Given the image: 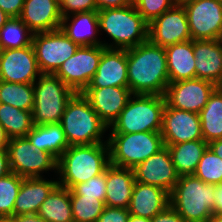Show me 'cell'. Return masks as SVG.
<instances>
[{
    "mask_svg": "<svg viewBox=\"0 0 222 222\" xmlns=\"http://www.w3.org/2000/svg\"><path fill=\"white\" fill-rule=\"evenodd\" d=\"M39 151L50 153L56 160L69 148L61 125H35L25 136Z\"/></svg>",
    "mask_w": 222,
    "mask_h": 222,
    "instance_id": "4316f807",
    "label": "cell"
},
{
    "mask_svg": "<svg viewBox=\"0 0 222 222\" xmlns=\"http://www.w3.org/2000/svg\"><path fill=\"white\" fill-rule=\"evenodd\" d=\"M130 216L126 208L105 206L97 222H127Z\"/></svg>",
    "mask_w": 222,
    "mask_h": 222,
    "instance_id": "ab89813d",
    "label": "cell"
},
{
    "mask_svg": "<svg viewBox=\"0 0 222 222\" xmlns=\"http://www.w3.org/2000/svg\"><path fill=\"white\" fill-rule=\"evenodd\" d=\"M59 124L70 146L108 143L103 133L109 128L82 93H75L68 101Z\"/></svg>",
    "mask_w": 222,
    "mask_h": 222,
    "instance_id": "5b68a950",
    "label": "cell"
},
{
    "mask_svg": "<svg viewBox=\"0 0 222 222\" xmlns=\"http://www.w3.org/2000/svg\"><path fill=\"white\" fill-rule=\"evenodd\" d=\"M59 9L62 17L74 13L98 11L95 0H61Z\"/></svg>",
    "mask_w": 222,
    "mask_h": 222,
    "instance_id": "f35d334b",
    "label": "cell"
},
{
    "mask_svg": "<svg viewBox=\"0 0 222 222\" xmlns=\"http://www.w3.org/2000/svg\"><path fill=\"white\" fill-rule=\"evenodd\" d=\"M207 222H222V217L213 215Z\"/></svg>",
    "mask_w": 222,
    "mask_h": 222,
    "instance_id": "f5cc1de1",
    "label": "cell"
},
{
    "mask_svg": "<svg viewBox=\"0 0 222 222\" xmlns=\"http://www.w3.org/2000/svg\"><path fill=\"white\" fill-rule=\"evenodd\" d=\"M0 222H11L9 219L0 220Z\"/></svg>",
    "mask_w": 222,
    "mask_h": 222,
    "instance_id": "11a10c76",
    "label": "cell"
},
{
    "mask_svg": "<svg viewBox=\"0 0 222 222\" xmlns=\"http://www.w3.org/2000/svg\"><path fill=\"white\" fill-rule=\"evenodd\" d=\"M33 34L19 17H10L0 29V50L30 46Z\"/></svg>",
    "mask_w": 222,
    "mask_h": 222,
    "instance_id": "d6a6232c",
    "label": "cell"
},
{
    "mask_svg": "<svg viewBox=\"0 0 222 222\" xmlns=\"http://www.w3.org/2000/svg\"><path fill=\"white\" fill-rule=\"evenodd\" d=\"M56 180L45 178H23L15 206L13 216L37 214L40 206L58 185Z\"/></svg>",
    "mask_w": 222,
    "mask_h": 222,
    "instance_id": "7402d4cb",
    "label": "cell"
},
{
    "mask_svg": "<svg viewBox=\"0 0 222 222\" xmlns=\"http://www.w3.org/2000/svg\"><path fill=\"white\" fill-rule=\"evenodd\" d=\"M196 78L216 83L222 72V47L217 40H193Z\"/></svg>",
    "mask_w": 222,
    "mask_h": 222,
    "instance_id": "d4e9b609",
    "label": "cell"
},
{
    "mask_svg": "<svg viewBox=\"0 0 222 222\" xmlns=\"http://www.w3.org/2000/svg\"><path fill=\"white\" fill-rule=\"evenodd\" d=\"M7 150L11 172L23 178H42L44 171L49 170L57 172V160L50 153L39 151L26 137L9 139Z\"/></svg>",
    "mask_w": 222,
    "mask_h": 222,
    "instance_id": "9c48e42d",
    "label": "cell"
},
{
    "mask_svg": "<svg viewBox=\"0 0 222 222\" xmlns=\"http://www.w3.org/2000/svg\"><path fill=\"white\" fill-rule=\"evenodd\" d=\"M82 94L108 128L133 96L128 87L86 88Z\"/></svg>",
    "mask_w": 222,
    "mask_h": 222,
    "instance_id": "ac0fdd59",
    "label": "cell"
},
{
    "mask_svg": "<svg viewBox=\"0 0 222 222\" xmlns=\"http://www.w3.org/2000/svg\"><path fill=\"white\" fill-rule=\"evenodd\" d=\"M19 18L33 33L60 29L62 22L56 0H25Z\"/></svg>",
    "mask_w": 222,
    "mask_h": 222,
    "instance_id": "ffe728a7",
    "label": "cell"
},
{
    "mask_svg": "<svg viewBox=\"0 0 222 222\" xmlns=\"http://www.w3.org/2000/svg\"><path fill=\"white\" fill-rule=\"evenodd\" d=\"M74 222H97L105 208V202L96 197L70 195Z\"/></svg>",
    "mask_w": 222,
    "mask_h": 222,
    "instance_id": "836d02e7",
    "label": "cell"
},
{
    "mask_svg": "<svg viewBox=\"0 0 222 222\" xmlns=\"http://www.w3.org/2000/svg\"><path fill=\"white\" fill-rule=\"evenodd\" d=\"M167 146L176 172L179 176L193 175L202 158L208 143L204 140H193Z\"/></svg>",
    "mask_w": 222,
    "mask_h": 222,
    "instance_id": "83f0119b",
    "label": "cell"
},
{
    "mask_svg": "<svg viewBox=\"0 0 222 222\" xmlns=\"http://www.w3.org/2000/svg\"><path fill=\"white\" fill-rule=\"evenodd\" d=\"M11 222H47L45 219L41 218L38 214H26L18 215L9 218Z\"/></svg>",
    "mask_w": 222,
    "mask_h": 222,
    "instance_id": "f6af8a7d",
    "label": "cell"
},
{
    "mask_svg": "<svg viewBox=\"0 0 222 222\" xmlns=\"http://www.w3.org/2000/svg\"><path fill=\"white\" fill-rule=\"evenodd\" d=\"M216 40H217L218 44L222 47V28H221Z\"/></svg>",
    "mask_w": 222,
    "mask_h": 222,
    "instance_id": "db71d44e",
    "label": "cell"
},
{
    "mask_svg": "<svg viewBox=\"0 0 222 222\" xmlns=\"http://www.w3.org/2000/svg\"><path fill=\"white\" fill-rule=\"evenodd\" d=\"M106 48L101 46H79L54 73L75 93H82L97 71L99 61Z\"/></svg>",
    "mask_w": 222,
    "mask_h": 222,
    "instance_id": "8fae6325",
    "label": "cell"
},
{
    "mask_svg": "<svg viewBox=\"0 0 222 222\" xmlns=\"http://www.w3.org/2000/svg\"><path fill=\"white\" fill-rule=\"evenodd\" d=\"M25 0H0V9L10 17H20Z\"/></svg>",
    "mask_w": 222,
    "mask_h": 222,
    "instance_id": "60d3db41",
    "label": "cell"
},
{
    "mask_svg": "<svg viewBox=\"0 0 222 222\" xmlns=\"http://www.w3.org/2000/svg\"><path fill=\"white\" fill-rule=\"evenodd\" d=\"M193 175L205 183L222 184V159L207 147Z\"/></svg>",
    "mask_w": 222,
    "mask_h": 222,
    "instance_id": "d590c367",
    "label": "cell"
},
{
    "mask_svg": "<svg viewBox=\"0 0 222 222\" xmlns=\"http://www.w3.org/2000/svg\"><path fill=\"white\" fill-rule=\"evenodd\" d=\"M214 215L222 217V184L216 185Z\"/></svg>",
    "mask_w": 222,
    "mask_h": 222,
    "instance_id": "bcb514c9",
    "label": "cell"
},
{
    "mask_svg": "<svg viewBox=\"0 0 222 222\" xmlns=\"http://www.w3.org/2000/svg\"><path fill=\"white\" fill-rule=\"evenodd\" d=\"M34 97L33 83H15L0 80V103L21 110L32 111Z\"/></svg>",
    "mask_w": 222,
    "mask_h": 222,
    "instance_id": "1f68e13d",
    "label": "cell"
},
{
    "mask_svg": "<svg viewBox=\"0 0 222 222\" xmlns=\"http://www.w3.org/2000/svg\"><path fill=\"white\" fill-rule=\"evenodd\" d=\"M192 40H215L222 28V3L217 0H183Z\"/></svg>",
    "mask_w": 222,
    "mask_h": 222,
    "instance_id": "7c38bea8",
    "label": "cell"
},
{
    "mask_svg": "<svg viewBox=\"0 0 222 222\" xmlns=\"http://www.w3.org/2000/svg\"><path fill=\"white\" fill-rule=\"evenodd\" d=\"M148 40L164 48L191 40L187 13L180 2L149 23Z\"/></svg>",
    "mask_w": 222,
    "mask_h": 222,
    "instance_id": "4fadbf2b",
    "label": "cell"
},
{
    "mask_svg": "<svg viewBox=\"0 0 222 222\" xmlns=\"http://www.w3.org/2000/svg\"><path fill=\"white\" fill-rule=\"evenodd\" d=\"M151 222H186L169 204L163 211L151 219Z\"/></svg>",
    "mask_w": 222,
    "mask_h": 222,
    "instance_id": "b9f144b4",
    "label": "cell"
},
{
    "mask_svg": "<svg viewBox=\"0 0 222 222\" xmlns=\"http://www.w3.org/2000/svg\"><path fill=\"white\" fill-rule=\"evenodd\" d=\"M110 164L134 169L164 147L160 132L109 134Z\"/></svg>",
    "mask_w": 222,
    "mask_h": 222,
    "instance_id": "ba28073f",
    "label": "cell"
},
{
    "mask_svg": "<svg viewBox=\"0 0 222 222\" xmlns=\"http://www.w3.org/2000/svg\"><path fill=\"white\" fill-rule=\"evenodd\" d=\"M160 133L164 145L203 140L199 114L175 109L167 103Z\"/></svg>",
    "mask_w": 222,
    "mask_h": 222,
    "instance_id": "9a60e30c",
    "label": "cell"
},
{
    "mask_svg": "<svg viewBox=\"0 0 222 222\" xmlns=\"http://www.w3.org/2000/svg\"><path fill=\"white\" fill-rule=\"evenodd\" d=\"M134 185L133 169L109 164L106 167L105 205L128 209Z\"/></svg>",
    "mask_w": 222,
    "mask_h": 222,
    "instance_id": "cb8c5ba5",
    "label": "cell"
},
{
    "mask_svg": "<svg viewBox=\"0 0 222 222\" xmlns=\"http://www.w3.org/2000/svg\"><path fill=\"white\" fill-rule=\"evenodd\" d=\"M127 75L132 94L164 96L170 83L165 48L148 40L127 49Z\"/></svg>",
    "mask_w": 222,
    "mask_h": 222,
    "instance_id": "6da1fadb",
    "label": "cell"
},
{
    "mask_svg": "<svg viewBox=\"0 0 222 222\" xmlns=\"http://www.w3.org/2000/svg\"><path fill=\"white\" fill-rule=\"evenodd\" d=\"M60 29L78 46L103 45V41L97 38L99 31H102L99 29L97 11L74 13L62 17Z\"/></svg>",
    "mask_w": 222,
    "mask_h": 222,
    "instance_id": "44dd1931",
    "label": "cell"
},
{
    "mask_svg": "<svg viewBox=\"0 0 222 222\" xmlns=\"http://www.w3.org/2000/svg\"><path fill=\"white\" fill-rule=\"evenodd\" d=\"M165 106L164 96L133 94L109 127L110 134L160 132Z\"/></svg>",
    "mask_w": 222,
    "mask_h": 222,
    "instance_id": "8992f818",
    "label": "cell"
},
{
    "mask_svg": "<svg viewBox=\"0 0 222 222\" xmlns=\"http://www.w3.org/2000/svg\"><path fill=\"white\" fill-rule=\"evenodd\" d=\"M169 204V193L164 189L135 181L128 210L131 215L152 219Z\"/></svg>",
    "mask_w": 222,
    "mask_h": 222,
    "instance_id": "603a6c76",
    "label": "cell"
},
{
    "mask_svg": "<svg viewBox=\"0 0 222 222\" xmlns=\"http://www.w3.org/2000/svg\"><path fill=\"white\" fill-rule=\"evenodd\" d=\"M208 147L211 151H213L217 156L222 159V139H217L209 142Z\"/></svg>",
    "mask_w": 222,
    "mask_h": 222,
    "instance_id": "7dc6e473",
    "label": "cell"
},
{
    "mask_svg": "<svg viewBox=\"0 0 222 222\" xmlns=\"http://www.w3.org/2000/svg\"><path fill=\"white\" fill-rule=\"evenodd\" d=\"M10 16L0 9V29L6 24Z\"/></svg>",
    "mask_w": 222,
    "mask_h": 222,
    "instance_id": "f907efd6",
    "label": "cell"
},
{
    "mask_svg": "<svg viewBox=\"0 0 222 222\" xmlns=\"http://www.w3.org/2000/svg\"><path fill=\"white\" fill-rule=\"evenodd\" d=\"M109 164L108 143L69 146L57 160V181L70 190L102 174Z\"/></svg>",
    "mask_w": 222,
    "mask_h": 222,
    "instance_id": "7a4b0ae2",
    "label": "cell"
},
{
    "mask_svg": "<svg viewBox=\"0 0 222 222\" xmlns=\"http://www.w3.org/2000/svg\"><path fill=\"white\" fill-rule=\"evenodd\" d=\"M23 177L9 173L0 178V220L13 217V209Z\"/></svg>",
    "mask_w": 222,
    "mask_h": 222,
    "instance_id": "e575fe53",
    "label": "cell"
},
{
    "mask_svg": "<svg viewBox=\"0 0 222 222\" xmlns=\"http://www.w3.org/2000/svg\"><path fill=\"white\" fill-rule=\"evenodd\" d=\"M33 125L58 124L68 101L75 94L54 74H41L33 83Z\"/></svg>",
    "mask_w": 222,
    "mask_h": 222,
    "instance_id": "52a82bcc",
    "label": "cell"
},
{
    "mask_svg": "<svg viewBox=\"0 0 222 222\" xmlns=\"http://www.w3.org/2000/svg\"><path fill=\"white\" fill-rule=\"evenodd\" d=\"M176 3V0H137L134 5L139 14L150 23Z\"/></svg>",
    "mask_w": 222,
    "mask_h": 222,
    "instance_id": "74e56055",
    "label": "cell"
},
{
    "mask_svg": "<svg viewBox=\"0 0 222 222\" xmlns=\"http://www.w3.org/2000/svg\"><path fill=\"white\" fill-rule=\"evenodd\" d=\"M215 89L219 92L222 93V72L219 80L215 83Z\"/></svg>",
    "mask_w": 222,
    "mask_h": 222,
    "instance_id": "816d5d0a",
    "label": "cell"
},
{
    "mask_svg": "<svg viewBox=\"0 0 222 222\" xmlns=\"http://www.w3.org/2000/svg\"><path fill=\"white\" fill-rule=\"evenodd\" d=\"M41 74L32 44L21 49L0 50L1 81L34 83Z\"/></svg>",
    "mask_w": 222,
    "mask_h": 222,
    "instance_id": "2e32d148",
    "label": "cell"
},
{
    "mask_svg": "<svg viewBox=\"0 0 222 222\" xmlns=\"http://www.w3.org/2000/svg\"><path fill=\"white\" fill-rule=\"evenodd\" d=\"M70 195H82L85 197H96V199L105 202L106 197V169L87 182L76 184L70 189Z\"/></svg>",
    "mask_w": 222,
    "mask_h": 222,
    "instance_id": "8d00e7d4",
    "label": "cell"
},
{
    "mask_svg": "<svg viewBox=\"0 0 222 222\" xmlns=\"http://www.w3.org/2000/svg\"><path fill=\"white\" fill-rule=\"evenodd\" d=\"M127 222H151V219L138 217L130 214Z\"/></svg>",
    "mask_w": 222,
    "mask_h": 222,
    "instance_id": "681fc988",
    "label": "cell"
},
{
    "mask_svg": "<svg viewBox=\"0 0 222 222\" xmlns=\"http://www.w3.org/2000/svg\"><path fill=\"white\" fill-rule=\"evenodd\" d=\"M199 117L205 142L222 139V93L216 89L211 93Z\"/></svg>",
    "mask_w": 222,
    "mask_h": 222,
    "instance_id": "f546056e",
    "label": "cell"
},
{
    "mask_svg": "<svg viewBox=\"0 0 222 222\" xmlns=\"http://www.w3.org/2000/svg\"><path fill=\"white\" fill-rule=\"evenodd\" d=\"M11 173L8 150H0V178Z\"/></svg>",
    "mask_w": 222,
    "mask_h": 222,
    "instance_id": "ee69618b",
    "label": "cell"
},
{
    "mask_svg": "<svg viewBox=\"0 0 222 222\" xmlns=\"http://www.w3.org/2000/svg\"><path fill=\"white\" fill-rule=\"evenodd\" d=\"M32 47L42 74H54L78 49L61 29L34 33Z\"/></svg>",
    "mask_w": 222,
    "mask_h": 222,
    "instance_id": "30bf717a",
    "label": "cell"
},
{
    "mask_svg": "<svg viewBox=\"0 0 222 222\" xmlns=\"http://www.w3.org/2000/svg\"><path fill=\"white\" fill-rule=\"evenodd\" d=\"M165 51L170 83L196 78L192 39L169 45L165 47Z\"/></svg>",
    "mask_w": 222,
    "mask_h": 222,
    "instance_id": "484cf974",
    "label": "cell"
},
{
    "mask_svg": "<svg viewBox=\"0 0 222 222\" xmlns=\"http://www.w3.org/2000/svg\"><path fill=\"white\" fill-rule=\"evenodd\" d=\"M128 87L127 49L106 48L87 88Z\"/></svg>",
    "mask_w": 222,
    "mask_h": 222,
    "instance_id": "d6986e66",
    "label": "cell"
},
{
    "mask_svg": "<svg viewBox=\"0 0 222 222\" xmlns=\"http://www.w3.org/2000/svg\"><path fill=\"white\" fill-rule=\"evenodd\" d=\"M216 184L182 175L169 194V203L186 222H207L214 215Z\"/></svg>",
    "mask_w": 222,
    "mask_h": 222,
    "instance_id": "3957f363",
    "label": "cell"
},
{
    "mask_svg": "<svg viewBox=\"0 0 222 222\" xmlns=\"http://www.w3.org/2000/svg\"><path fill=\"white\" fill-rule=\"evenodd\" d=\"M133 172L136 182L160 187L169 194L179 179L167 146L137 165Z\"/></svg>",
    "mask_w": 222,
    "mask_h": 222,
    "instance_id": "e0dca14e",
    "label": "cell"
},
{
    "mask_svg": "<svg viewBox=\"0 0 222 222\" xmlns=\"http://www.w3.org/2000/svg\"><path fill=\"white\" fill-rule=\"evenodd\" d=\"M0 124L9 139L25 137L34 127L32 111L0 103Z\"/></svg>",
    "mask_w": 222,
    "mask_h": 222,
    "instance_id": "4dcf8cb0",
    "label": "cell"
},
{
    "mask_svg": "<svg viewBox=\"0 0 222 222\" xmlns=\"http://www.w3.org/2000/svg\"><path fill=\"white\" fill-rule=\"evenodd\" d=\"M214 90L208 80L187 79L169 83L164 97L170 107L199 114Z\"/></svg>",
    "mask_w": 222,
    "mask_h": 222,
    "instance_id": "5bb4252c",
    "label": "cell"
},
{
    "mask_svg": "<svg viewBox=\"0 0 222 222\" xmlns=\"http://www.w3.org/2000/svg\"><path fill=\"white\" fill-rule=\"evenodd\" d=\"M37 214L47 222H74L70 190L58 184L42 203Z\"/></svg>",
    "mask_w": 222,
    "mask_h": 222,
    "instance_id": "f1b7e54d",
    "label": "cell"
},
{
    "mask_svg": "<svg viewBox=\"0 0 222 222\" xmlns=\"http://www.w3.org/2000/svg\"><path fill=\"white\" fill-rule=\"evenodd\" d=\"M99 29L113 40L103 46L109 49H129L148 41L149 23L139 14L134 4L122 8L97 11Z\"/></svg>",
    "mask_w": 222,
    "mask_h": 222,
    "instance_id": "277c9868",
    "label": "cell"
},
{
    "mask_svg": "<svg viewBox=\"0 0 222 222\" xmlns=\"http://www.w3.org/2000/svg\"><path fill=\"white\" fill-rule=\"evenodd\" d=\"M97 10H105L112 8H122L130 5L128 0H95Z\"/></svg>",
    "mask_w": 222,
    "mask_h": 222,
    "instance_id": "7bdbcfd3",
    "label": "cell"
},
{
    "mask_svg": "<svg viewBox=\"0 0 222 222\" xmlns=\"http://www.w3.org/2000/svg\"><path fill=\"white\" fill-rule=\"evenodd\" d=\"M8 143H9V138L3 126L0 124V150H7Z\"/></svg>",
    "mask_w": 222,
    "mask_h": 222,
    "instance_id": "c3c4849f",
    "label": "cell"
},
{
    "mask_svg": "<svg viewBox=\"0 0 222 222\" xmlns=\"http://www.w3.org/2000/svg\"><path fill=\"white\" fill-rule=\"evenodd\" d=\"M131 4H134L137 0H128Z\"/></svg>",
    "mask_w": 222,
    "mask_h": 222,
    "instance_id": "9f6ffc18",
    "label": "cell"
}]
</instances>
